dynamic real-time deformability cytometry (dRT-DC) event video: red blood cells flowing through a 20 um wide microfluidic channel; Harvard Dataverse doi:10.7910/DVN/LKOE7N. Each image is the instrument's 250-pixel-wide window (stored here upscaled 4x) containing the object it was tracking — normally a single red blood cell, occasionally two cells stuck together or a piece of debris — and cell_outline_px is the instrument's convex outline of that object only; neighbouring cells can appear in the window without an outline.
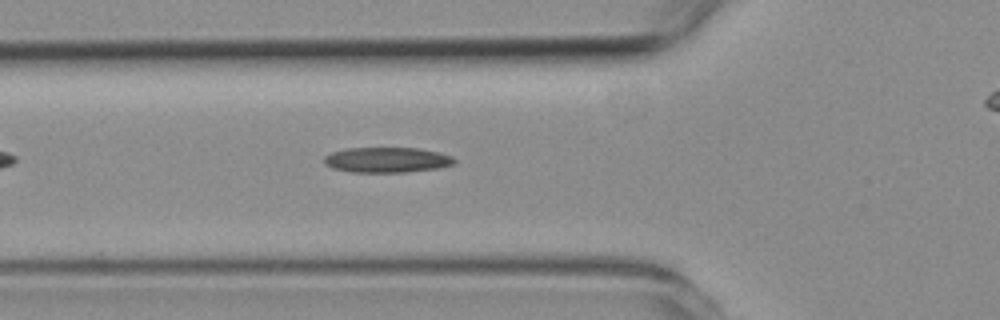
{"species": "common noctule bat (a hibernating species)", "species_latin": "Nyctalus noctula", "temperature_condition": "room temperature", "stored_images_in_passage": 25, "camera_frame_rate_fps": 3000, "um_per_image_px": 0.085, "animal": {"sex": "female", "body_mass_g": 19.3, "forearm_length_mm": 54.1}, "frame": {"image": 1, "passage_image": 8, "time_ms": 2.333, "image_size_px": [1000, 320], "cell_outline_px": [[456, 164], [440, 168], [404, 172], [348, 172], [332, 168], [324, 164], [324, 156], [332, 152], [344, 148], [420, 148], [452, 156], [456, 160]], "centroid_in_image_um": [32.88, 13.59], "position_along_channel_um": 92.9, "area_um2": 19.36}}
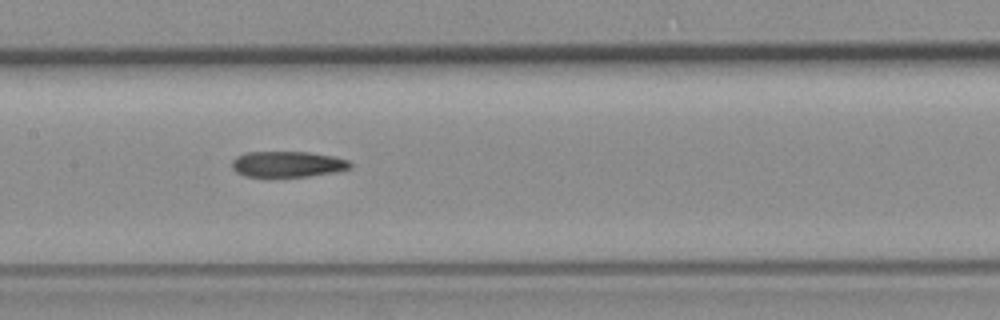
{"frame": {"image": 2, "passage_image": 15, "time_ms": 4.667, "image_size_px": [1000, 320], "cell_outline_px": [[352, 168], [336, 172], [308, 176], [244, 176], [236, 172], [232, 168], [232, 160], [236, 156], [244, 152], [308, 152], [332, 156], [348, 160], [352, 164]], "centroid_in_image_um": [24.44, 13.95], "position_along_channel_um": 183.0, "area_um2": 17.8}}
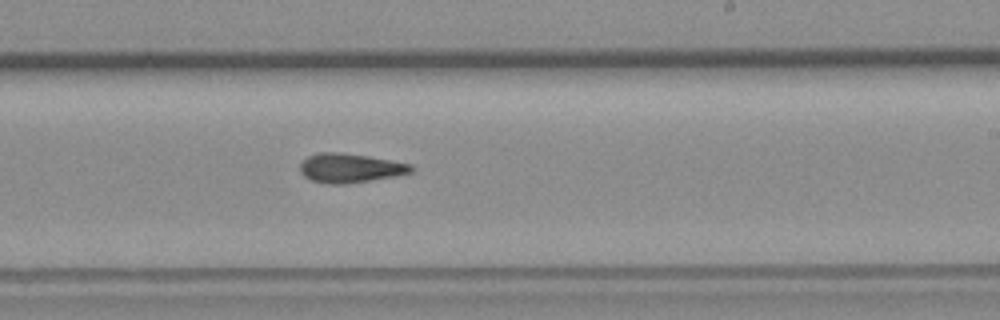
{"frame": {"image": 3, "passage_image": 21, "time_ms": 6.667, "image_size_px": [1000, 320], "cell_outline_px": [[412, 172], [392, 176], [348, 184], [328, 184], [312, 180], [304, 176], [300, 172], [300, 164], [308, 156], [320, 152], [340, 152], [368, 156], [412, 164]], "centroid_in_image_um": [29.72, 14.28], "position_along_channel_um": 259.3, "area_um2": 18.73}}